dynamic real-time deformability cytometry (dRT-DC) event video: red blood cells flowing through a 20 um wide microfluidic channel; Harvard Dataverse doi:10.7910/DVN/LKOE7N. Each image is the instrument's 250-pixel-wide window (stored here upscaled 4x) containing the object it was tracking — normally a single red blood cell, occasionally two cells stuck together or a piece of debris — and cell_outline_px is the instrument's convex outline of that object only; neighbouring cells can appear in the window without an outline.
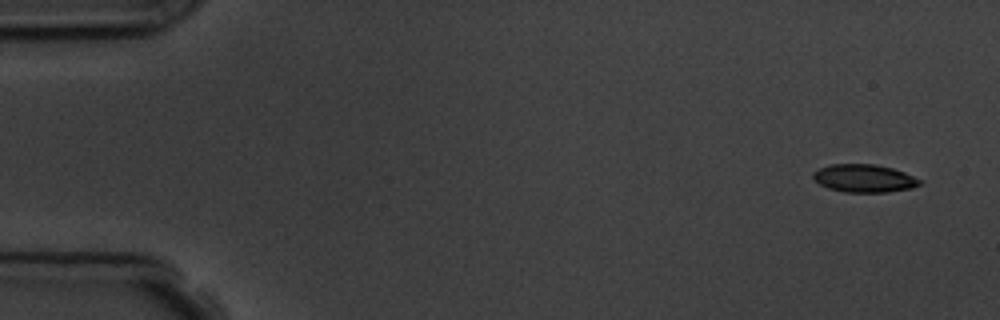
{"species": "common noctule bat (a hibernating species)", "species_latin": "Nyctalus noctula", "temperature_condition": "room temperature", "stored_images_in_passage": 5, "segment_of_instrument_passage": [1, 2], "camera_frame_rate_fps": 3000, "um_per_image_px": 0.085, "animal": {"sex": "male", "body_mass_g": 19.5, "forearm_length_mm": 54.6}, "frame": {"image": 1, "passage_image": 1, "time_ms": 0.0, "image_size_px": [1000, 320], "cell_outline_px": [[924, 184], [912, 188], [888, 192], [844, 192], [828, 188], [820, 184], [812, 176], [812, 172], [828, 164], [876, 164], [892, 168], [904, 172], [924, 180]], "centroid_in_image_um": [73.5, 15.15], "position_along_channel_um": 11.5, "area_um2": 17.57}}